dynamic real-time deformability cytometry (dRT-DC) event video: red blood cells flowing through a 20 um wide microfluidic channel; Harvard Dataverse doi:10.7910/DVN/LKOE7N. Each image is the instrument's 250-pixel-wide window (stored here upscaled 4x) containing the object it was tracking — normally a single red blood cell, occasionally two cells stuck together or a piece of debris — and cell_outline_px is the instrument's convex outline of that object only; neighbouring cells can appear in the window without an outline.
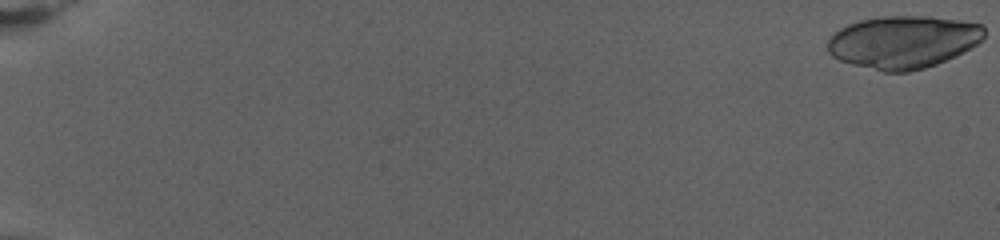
{"species": "human", "species_latin": "Homo sapiens", "temperature_condition": "warm", "stored_images_in_passage": 72, "segment_of_instrument_passage": [1, 2], "camera_frame_rate_fps": 3000, "um_per_image_px": 0.085, "donor": {"sex": "female"}, "frame": {"image": 1, "passage_image": 1, "time_ms": 0.0, "image_size_px": [1000, 240], "cell_outline_px": [[984, 40], [956, 56], [936, 64], [924, 68], [908, 72], [884, 72], [852, 64], [840, 60], [832, 56], [828, 52], [828, 40], [840, 28], [848, 24], [860, 20], [880, 16], [928, 16], [960, 20], [980, 24], [984, 28]], "centroid_in_image_um": [76.79, 3.57], "position_along_channel_um": 8.2, "area_um2": 48.09}}
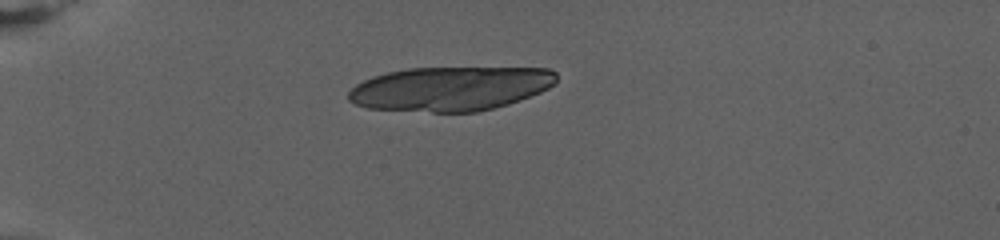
{"frame": {"image": 2, "passage_image": 24, "time_ms": 7.667, "image_size_px": [1000, 240], "cell_outline_px": [[556, 84], [540, 92], [508, 104], [476, 112], [432, 112], [368, 108], [356, 104], [348, 100], [348, 92], [356, 84], [372, 76], [388, 72], [408, 68], [548, 68], [556, 72]], "centroid_in_image_um": [38.27, 7.53], "position_along_channel_um": 46.7, "area_um2": 53.52}}